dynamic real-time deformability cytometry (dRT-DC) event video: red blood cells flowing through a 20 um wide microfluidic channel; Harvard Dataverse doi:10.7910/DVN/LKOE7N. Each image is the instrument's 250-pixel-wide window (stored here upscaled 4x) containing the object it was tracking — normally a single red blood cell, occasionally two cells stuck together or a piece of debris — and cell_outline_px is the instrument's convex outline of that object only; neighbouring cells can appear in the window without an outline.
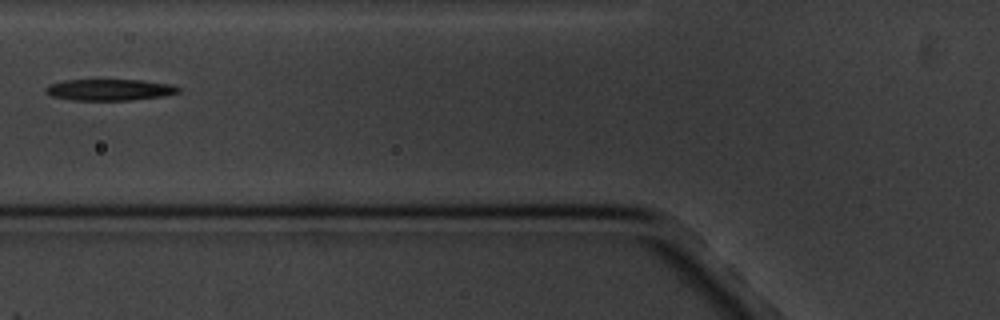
{"species": "common noctule bat (a hibernating species)", "species_latin": "Nyctalus noctula", "temperature_condition": "cold", "stored_images_in_passage": 2, "camera_frame_rate_fps": 3000, "um_per_image_px": 0.085, "animal": {"sex": "male", "body_mass_g": 20.1, "forearm_length_mm": 53.5}, "frame": {"image": 1, "passage_image": 2, "time_ms": 2.0, "image_size_px": [1000, 320], "cell_outline_px": [[180, 92], [164, 96], [132, 100], [72, 100], [52, 96], [44, 92], [44, 88], [48, 84], [64, 80], [144, 80], [172, 84], [180, 88]], "centroid_in_image_um": [9.31, 7.63], "position_along_channel_um": 116.5, "area_um2": 16.7}}